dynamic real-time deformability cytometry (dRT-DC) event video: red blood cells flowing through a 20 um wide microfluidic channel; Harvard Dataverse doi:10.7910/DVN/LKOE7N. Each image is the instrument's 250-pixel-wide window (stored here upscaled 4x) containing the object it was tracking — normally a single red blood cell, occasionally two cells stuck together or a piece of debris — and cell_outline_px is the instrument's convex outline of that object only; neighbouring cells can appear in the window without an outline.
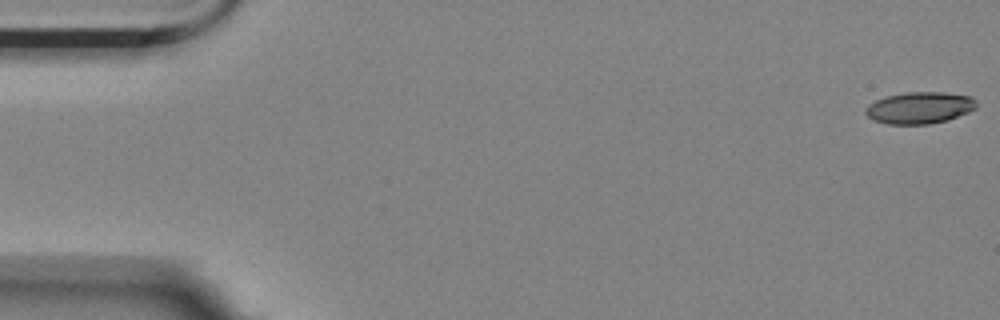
{"species": "Egyptian fruit bat (a non-hibernating species)", "species_latin": "Rousettus aegyptiacus", "temperature_condition": "room temperature", "stored_images_in_passage": 46, "camera_frame_rate_fps": 3000, "um_per_image_px": 0.085, "animal": {"sex": "female"}, "frame": {"image": 1, "passage_image": 1, "time_ms": 0.0, "image_size_px": [1000, 320], "cell_outline_px": [[976, 108], [968, 112], [948, 120], [928, 124], [888, 124], [872, 120], [864, 112], [864, 108], [868, 104], [884, 96], [904, 92], [944, 92], [972, 96], [976, 100]], "centroid_in_image_um": [78.14, 9.15], "position_along_channel_um": 6.9, "area_um2": 20.75}}
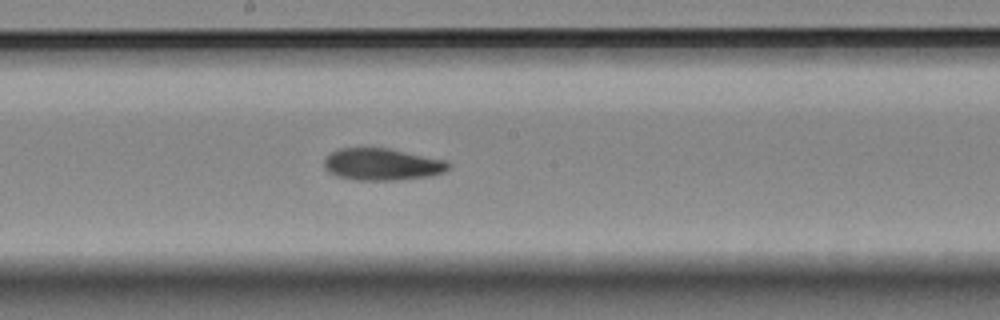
{"frame": {"image": 2, "passage_image": 20, "time_ms": 6.333, "image_size_px": [1000, 320], "cell_outline_px": [[452, 168], [444, 172], [432, 176], [396, 180], [356, 180], [336, 176], [328, 172], [324, 168], [324, 160], [332, 152], [340, 148], [388, 148], [444, 160]], "centroid_in_image_um": [32.47, 13.98], "position_along_channel_um": 215.7, "area_um2": 23.12}}
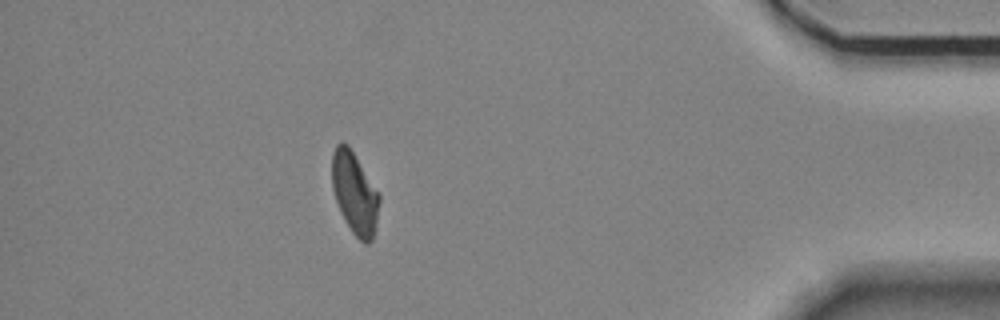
{"frame": {"image": 3, "passage_image": 40, "time_ms": 13.0, "image_size_px": [1000, 320], "cell_outline_px": [[380, 200], [376, 224], [372, 240], [368, 244], [364, 244], [352, 232], [344, 220], [340, 212], [332, 188], [332, 152], [336, 144], [344, 140], [348, 144], [380, 192]], "centroid_in_image_um": [30.15, 16.38], "position_along_channel_um": 405.0, "area_um2": 22.95}, "authors_computed_cell_mechanics": {"area_um2": 23.0911, "velocity_mm_per_s": 3.5401, "shape_relaxation_time_tau1_ms": 5.7562, "shape_relaxation_time_tau2_ms": 5.0806, "deformation_change_tau1": 0.158, "deformation_change_tau2": 0.1148}}